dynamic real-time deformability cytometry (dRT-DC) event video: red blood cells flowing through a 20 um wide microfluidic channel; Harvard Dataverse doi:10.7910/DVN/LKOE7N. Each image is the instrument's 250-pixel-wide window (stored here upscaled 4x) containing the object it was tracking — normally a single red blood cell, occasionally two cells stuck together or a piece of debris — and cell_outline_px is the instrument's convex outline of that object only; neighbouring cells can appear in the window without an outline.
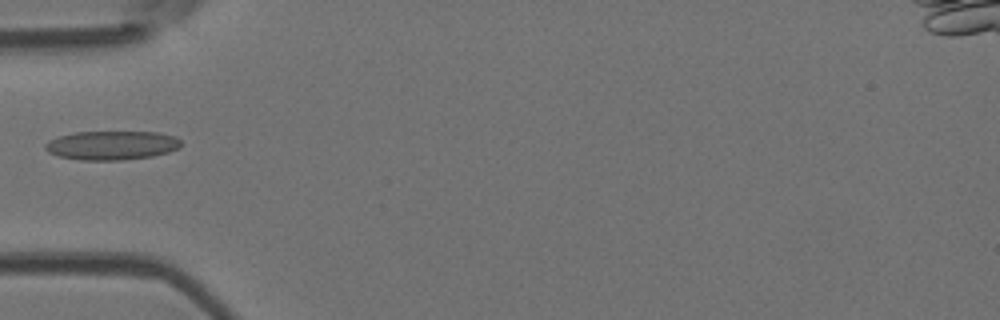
{"species": "Egyptian fruit bat (a non-hibernating species)", "species_latin": "Rousettus aegyptiacus", "temperature_condition": "room temperature", "stored_images_in_passage": 4, "camera_frame_rate_fps": 3000, "um_per_image_px": 0.085, "animal": {"sex": "female"}, "frame": {"image": 1, "passage_image": 4, "time_ms": 3.333, "image_size_px": [1000, 320], "cell_outline_px": [[184, 144], [180, 148], [168, 152], [152, 156], [124, 160], [80, 160], [60, 156], [48, 152], [44, 148], [44, 144], [48, 140], [60, 136], [76, 132], [156, 132], [176, 136]], "centroid_in_image_um": [9.53, 12.35], "position_along_channel_um": 75.5, "area_um2": 23.06}}